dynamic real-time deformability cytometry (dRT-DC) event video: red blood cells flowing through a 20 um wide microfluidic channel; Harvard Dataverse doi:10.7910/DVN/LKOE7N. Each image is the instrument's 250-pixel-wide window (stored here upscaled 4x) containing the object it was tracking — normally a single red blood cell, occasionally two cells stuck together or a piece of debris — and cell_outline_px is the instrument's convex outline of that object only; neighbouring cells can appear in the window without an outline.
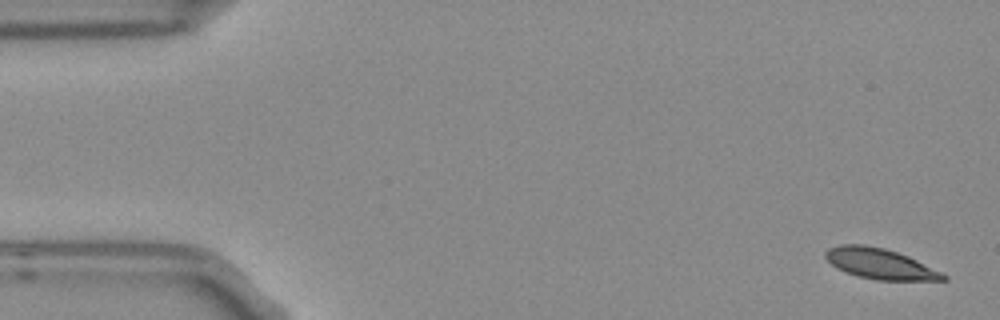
{"species": "Egyptian fruit bat (a non-hibernating species)", "species_latin": "Rousettus aegyptiacus", "temperature_condition": "room temperature", "stored_images_in_passage": 6, "camera_frame_rate_fps": 3000, "um_per_image_px": 0.085, "frame": {"image": 1, "passage_image": 1, "time_ms": 0.0, "image_size_px": [1000, 320], "cell_outline_px": [[948, 280], [876, 280], [860, 276], [836, 268], [824, 256], [824, 252], [828, 248], [840, 244], [864, 244], [884, 248], [908, 256], [948, 276]], "centroid_in_image_um": [74.77, 22.4], "position_along_channel_um": 10.2, "area_um2": 20.69}}
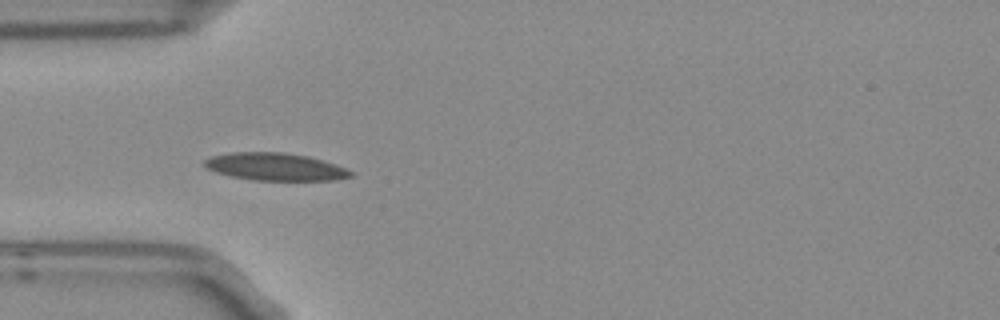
{"frame": {"image": 2, "passage_image": 5, "time_ms": 1.333, "image_size_px": [1000, 320], "cell_outline_px": [[352, 176], [336, 180], [252, 180], [232, 176], [216, 172], [208, 168], [204, 164], [204, 160], [212, 156], [232, 152], [284, 152], [308, 156], [344, 168], [352, 172]], "centroid_in_image_um": [23.36, 14.17], "position_along_channel_um": 61.6, "area_um2": 23.12}}
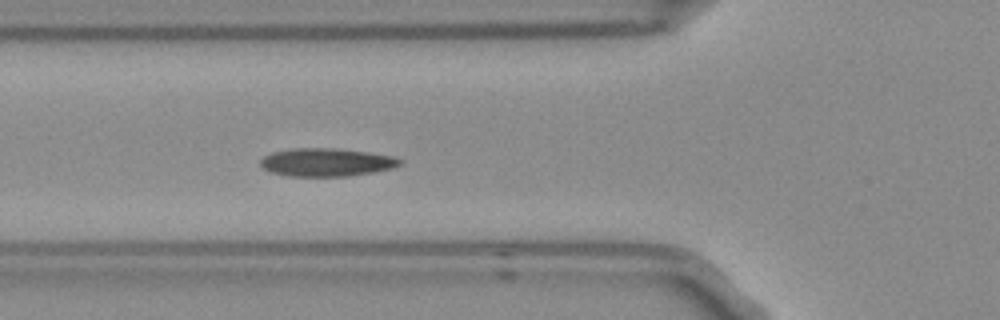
{"frame": {"image": 3, "passage_image": 6, "time_ms": 1.667, "image_size_px": [1000, 320], "cell_outline_px": [[404, 160], [400, 164], [392, 168], [372, 172], [348, 176], [288, 176], [272, 172], [264, 168], [260, 164], [260, 160], [264, 156], [272, 152], [292, 148], [336, 148], [368, 152], [392, 156]], "centroid_in_image_um": [27.74, 13.78], "position_along_channel_um": 98.1, "area_um2": 22.77}}